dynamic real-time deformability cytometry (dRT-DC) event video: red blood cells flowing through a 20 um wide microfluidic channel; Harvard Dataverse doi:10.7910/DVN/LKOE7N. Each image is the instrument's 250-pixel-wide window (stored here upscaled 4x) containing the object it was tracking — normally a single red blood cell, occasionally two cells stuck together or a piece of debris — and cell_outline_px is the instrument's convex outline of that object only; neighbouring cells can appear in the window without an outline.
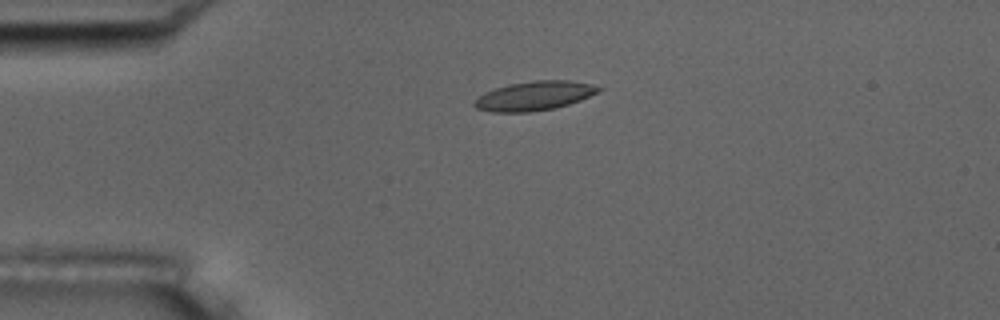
{"species": "common noctule bat (a hibernating species)", "species_latin": "Nyctalus noctula", "temperature_condition": "room temperature", "stored_images_in_passage": 3, "camera_frame_rate_fps": 3000, "um_per_image_px": 0.085, "animal": {"sex": "male", "body_mass_g": 17.5, "forearm_length_mm": 52.3}, "frame": {"image": 1, "passage_image": 1, "time_ms": 0.0, "image_size_px": [1000, 320], "cell_outline_px": [[604, 88], [580, 100], [556, 108], [532, 112], [492, 112], [476, 108], [472, 104], [484, 92], [508, 84], [536, 80], [568, 80], [592, 84]], "centroid_in_image_um": [45.41, 8.15], "position_along_channel_um": 39.6, "area_um2": 21.04}}